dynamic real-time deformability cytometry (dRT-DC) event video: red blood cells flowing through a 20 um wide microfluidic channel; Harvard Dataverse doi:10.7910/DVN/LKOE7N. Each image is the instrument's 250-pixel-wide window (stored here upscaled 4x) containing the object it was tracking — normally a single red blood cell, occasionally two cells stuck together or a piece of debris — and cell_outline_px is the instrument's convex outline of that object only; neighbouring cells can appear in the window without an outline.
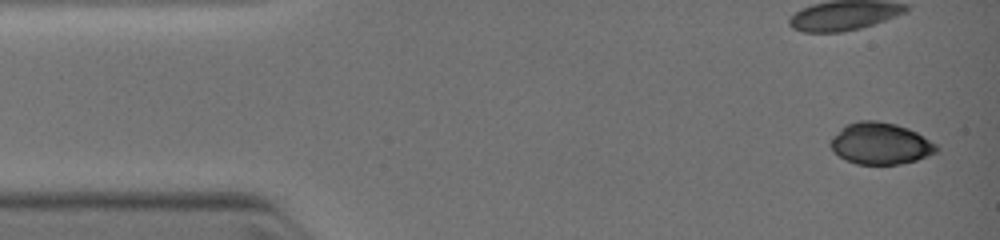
{"species": "common noctule bat (a hibernating species)", "species_latin": "Nyctalus noctula", "temperature_condition": "warm", "stored_images_in_passage": 8, "camera_frame_rate_fps": 3000, "um_per_image_px": 0.085, "animal": {"sex": "female", "body_mass_g": 19.0, "forearm_length_mm": 51.5}, "frame": {"image": 1, "passage_image": 1, "time_ms": 0.0, "image_size_px": [1000, 240], "cell_outline_px": [[940, 148], [936, 152], [916, 160], [896, 164], [860, 164], [848, 160], [840, 156], [832, 148], [832, 136], [840, 128], [848, 124], [860, 120], [876, 120], [896, 124], [908, 128], [924, 136], [936, 144]], "centroid_in_image_um": [74.86, 12.18], "position_along_channel_um": 10.1, "area_um2": 25.37}}